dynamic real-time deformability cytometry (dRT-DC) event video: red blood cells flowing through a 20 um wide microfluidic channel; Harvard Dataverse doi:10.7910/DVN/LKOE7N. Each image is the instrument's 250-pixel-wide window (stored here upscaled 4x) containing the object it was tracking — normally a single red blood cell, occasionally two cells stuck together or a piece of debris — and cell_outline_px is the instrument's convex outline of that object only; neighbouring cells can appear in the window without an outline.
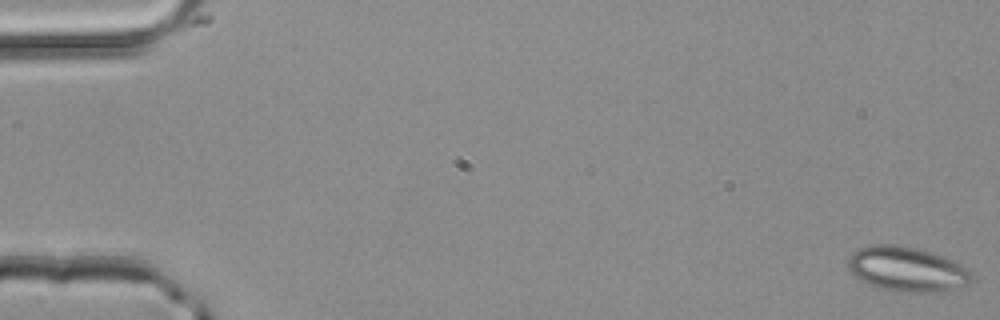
{"species": "common noctule bat (a hibernating species)", "species_latin": "Nyctalus noctula", "temperature_condition": "room temperature", "stored_images_in_passage": 51, "camera_frame_rate_fps": 3000, "um_per_image_px": 0.085, "animal": {"sex": "male", "body_mass_g": 20.4}, "frame": {"image": 1, "passage_image": 1, "time_ms": 0.0, "image_size_px": [1000, 320], "cell_outline_px": [[972, 280], [968, 284], [928, 292], [900, 292], [884, 288], [872, 284], [856, 276], [848, 268], [848, 260], [852, 252], [860, 248], [872, 244], [896, 244], [916, 248], [932, 252], [944, 256], [968, 268], [972, 272]], "centroid_in_image_um": [77.1, 22.84], "position_along_channel_um": 7.9, "area_um2": 31.67}}
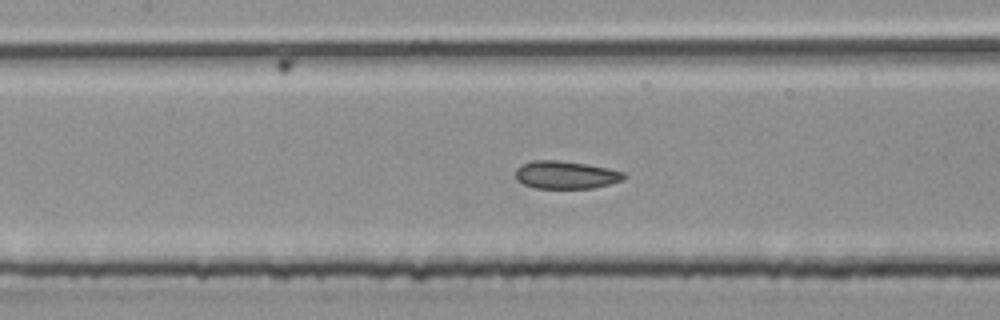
{"frame": {"image": 2, "passage_image": 24, "time_ms": 7.667, "image_size_px": [1000, 320], "cell_outline_px": [[628, 176], [624, 180], [592, 188], [536, 188], [524, 184], [516, 180], [516, 168], [532, 160], [560, 160], [588, 164], [608, 168], [624, 172]], "centroid_in_image_um": [48.12, 14.86], "position_along_channel_um": 159.3, "area_um2": 17.63}}
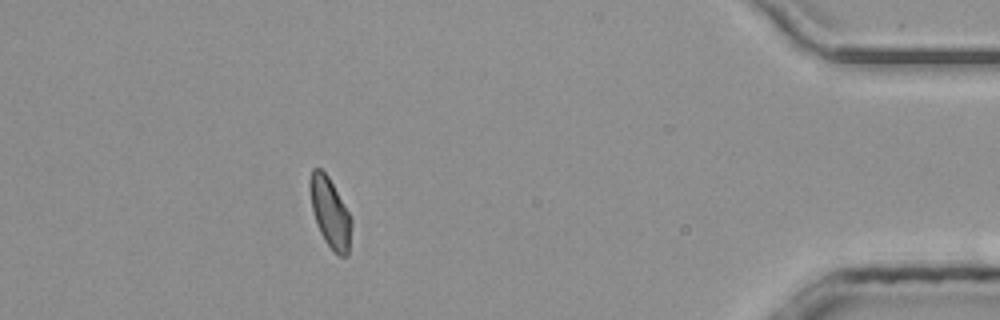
{"frame": {"image": 3, "passage_image": 46, "time_ms": 15.0, "image_size_px": [1000, 320], "cell_outline_px": [[352, 224], [348, 256], [340, 256], [332, 252], [324, 240], [320, 232], [312, 208], [308, 188], [308, 180], [312, 168], [320, 168], [328, 176], [348, 212], [352, 220]], "centroid_in_image_um": [28.04, 18.09], "position_along_channel_um": 407.2, "area_um2": 16.94}, "authors_computed_cell_mechanics": {"area_um2": 17.5712, "velocity_mm_per_s": 4.1267, "shape_relaxation_time_tau1_ms": null, "shape_relaxation_time_tau2_ms": 2.0933, "deformation_change_tau1": null, "deformation_change_tau2": 0.0775}}